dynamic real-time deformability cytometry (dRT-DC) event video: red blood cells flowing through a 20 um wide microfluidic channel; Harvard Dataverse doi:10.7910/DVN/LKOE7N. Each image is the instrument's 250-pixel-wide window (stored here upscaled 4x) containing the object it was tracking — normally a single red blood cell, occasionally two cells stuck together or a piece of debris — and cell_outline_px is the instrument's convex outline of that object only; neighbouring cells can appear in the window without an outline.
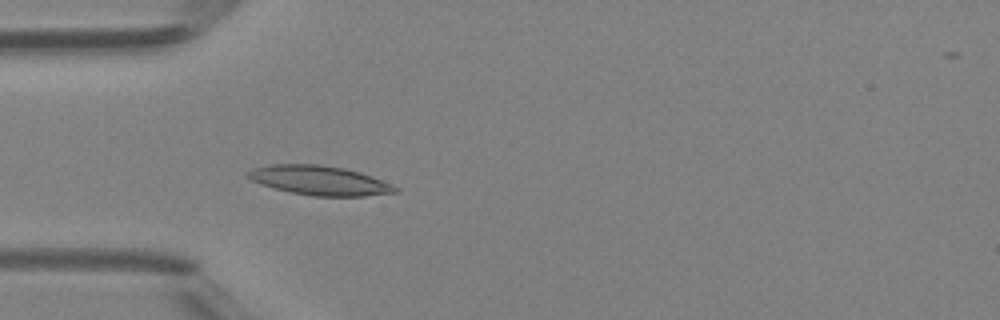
{"species": "Egyptian fruit bat (a non-hibernating species)", "species_latin": "Rousettus aegyptiacus", "temperature_condition": "room temperature", "stored_images_in_passage": 44, "camera_frame_rate_fps": 3000, "um_per_image_px": 0.085, "animal": {"sex": "female"}, "frame": {"image": 1, "passage_image": 11, "time_ms": 3.333, "image_size_px": [1000, 320], "cell_outline_px": [[400, 192], [364, 196], [312, 196], [292, 192], [260, 184], [244, 176], [252, 168], [272, 164], [320, 164], [344, 168], [360, 172], [392, 184], [400, 188]], "centroid_in_image_um": [27.18, 15.33], "position_along_channel_um": 57.8, "area_um2": 25.26}}
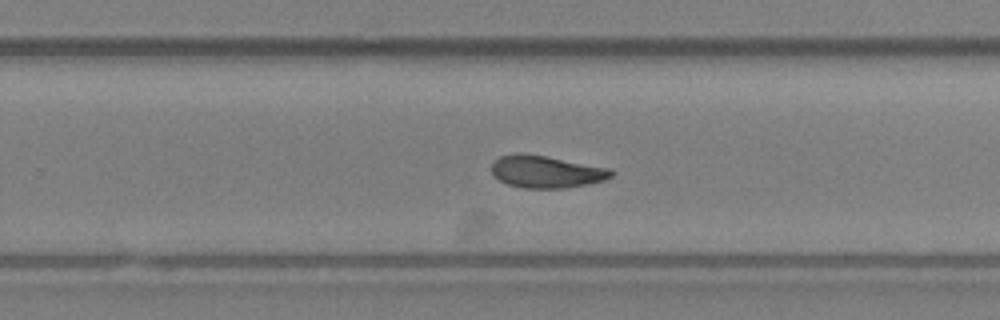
{"frame": {"image": 2, "passage_image": 27, "time_ms": 8.667, "image_size_px": [1000, 320], "cell_outline_px": [[616, 172], [612, 176], [604, 180], [588, 184], [564, 188], [524, 188], [508, 184], [500, 180], [492, 172], [492, 160], [500, 156], [516, 152], [520, 152], [544, 156], [608, 168]], "centroid_in_image_um": [46.4, 14.59], "position_along_channel_um": 283.4, "area_um2": 22.37}}
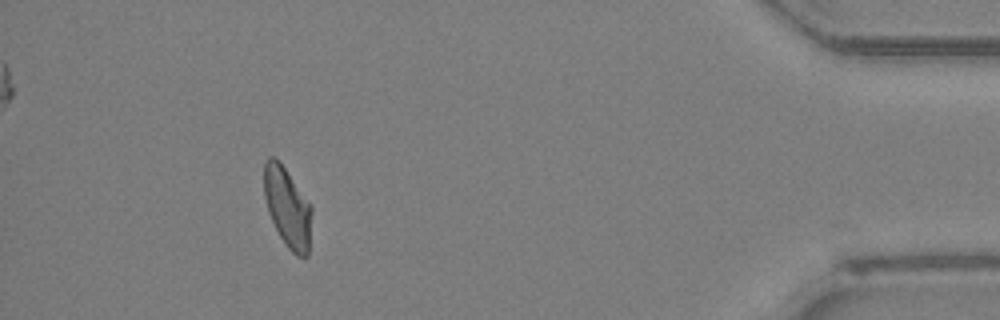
{"frame": {"image": 3, "passage_image": 40, "time_ms": 13.0, "image_size_px": [1000, 320], "cell_outline_px": [[312, 212], [308, 256], [296, 256], [284, 244], [268, 212], [264, 196], [264, 164], [268, 156], [276, 156], [312, 204]], "centroid_in_image_um": [24.44, 17.6], "position_along_channel_um": 410.8, "area_um2": 22.43}, "authors_computed_cell_mechanics": {"area_um2": 22.3975, "velocity_mm_per_s": 4.3157, "shape_relaxation_time_tau1_ms": null, "shape_relaxation_time_tau2_ms": 4.9085, "deformation_change_tau1": null, "deformation_change_tau2": 0.1053}}